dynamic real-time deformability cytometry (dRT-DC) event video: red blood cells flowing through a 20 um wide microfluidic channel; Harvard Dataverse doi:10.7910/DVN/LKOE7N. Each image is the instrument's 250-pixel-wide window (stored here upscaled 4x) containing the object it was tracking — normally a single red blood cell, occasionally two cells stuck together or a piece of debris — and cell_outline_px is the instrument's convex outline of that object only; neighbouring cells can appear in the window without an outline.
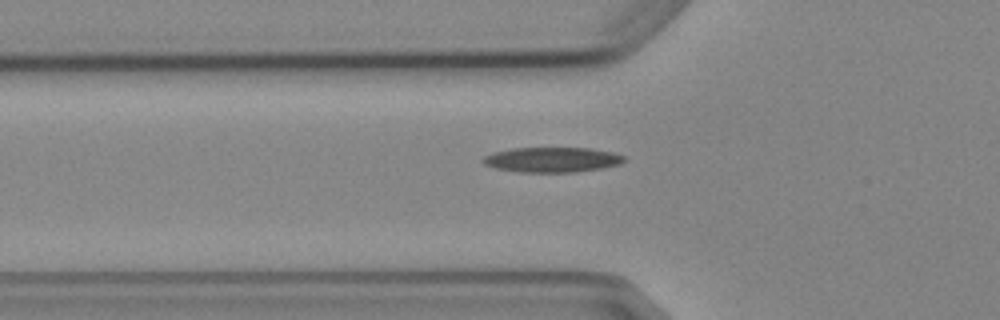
{"species": "Egyptian fruit bat (a non-hibernating species)", "species_latin": "Rousettus aegyptiacus", "temperature_condition": "cold", "stored_images_in_passage": 3, "camera_frame_rate_fps": 3000, "um_per_image_px": 0.085, "animal": {"sex": "female"}, "frame": {"image": 1, "passage_image": 3, "time_ms": 2.333, "image_size_px": [1000, 320], "cell_outline_px": [[624, 160], [620, 164], [600, 168], [576, 172], [520, 172], [496, 168], [484, 164], [480, 160], [484, 156], [492, 152], [512, 148], [588, 148], [612, 152], [624, 156]], "centroid_in_image_um": [46.88, 13.57], "position_along_channel_um": 78.9, "area_um2": 20.52}}